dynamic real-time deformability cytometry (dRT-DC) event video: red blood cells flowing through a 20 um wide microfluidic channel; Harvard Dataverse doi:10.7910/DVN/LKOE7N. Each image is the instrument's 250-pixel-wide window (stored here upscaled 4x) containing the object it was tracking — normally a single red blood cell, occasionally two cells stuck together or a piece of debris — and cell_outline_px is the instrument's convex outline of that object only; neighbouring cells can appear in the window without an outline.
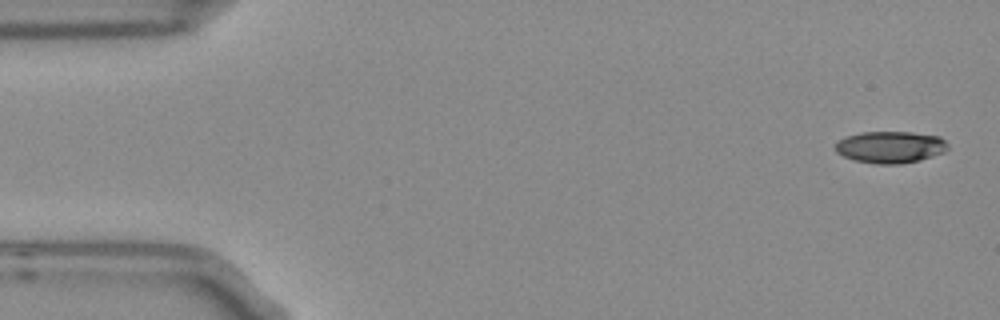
{"species": "Egyptian fruit bat (a non-hibernating species)", "species_latin": "Rousettus aegyptiacus", "temperature_condition": "room temperature", "stored_images_in_passage": 7, "camera_frame_rate_fps": 3000, "um_per_image_px": 0.085, "frame": {"image": 1, "passage_image": 1, "time_ms": 0.0, "image_size_px": [1000, 320], "cell_outline_px": [[948, 148], [944, 152], [920, 160], [900, 164], [876, 164], [856, 160], [844, 156], [836, 152], [836, 144], [840, 140], [848, 136], [860, 132], [912, 132], [940, 136], [948, 144]], "centroid_in_image_um": [75.71, 12.5], "position_along_channel_um": 9.3, "area_um2": 20.75}}
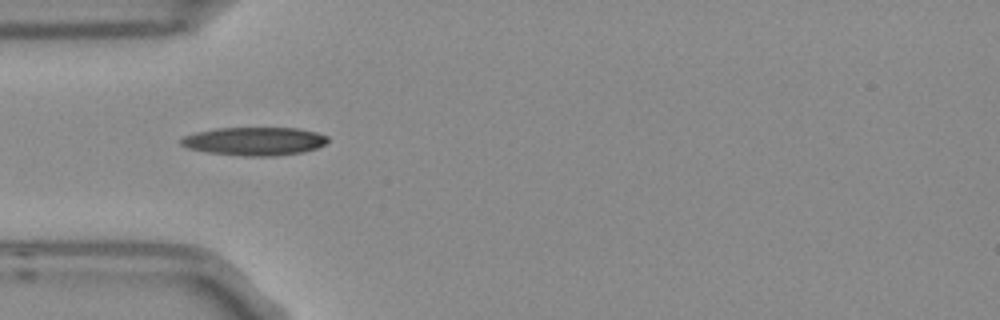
{"frame": {"image": 2, "passage_image": 5, "time_ms": 1.333, "image_size_px": [1000, 320], "cell_outline_px": [[328, 140], [324, 144], [316, 148], [304, 152], [276, 156], [244, 156], [208, 152], [188, 148], [180, 144], [180, 140], [184, 136], [196, 132], [216, 128], [296, 128], [316, 132], [328, 136]], "centroid_in_image_um": [21.63, 12.0], "position_along_channel_um": 63.4, "area_um2": 24.16}}
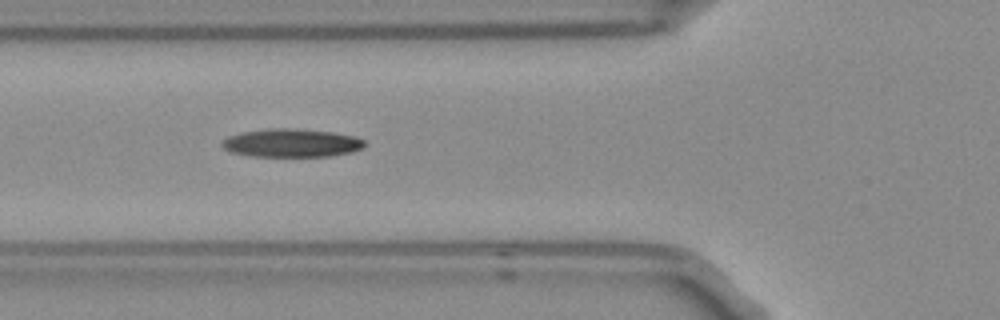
{"frame": {"image": 3, "passage_image": 6, "time_ms": 1.667, "image_size_px": [1000, 320], "cell_outline_px": [[364, 148], [352, 152], [328, 156], [248, 156], [232, 152], [224, 148], [220, 144], [228, 136], [240, 132], [268, 128], [296, 128], [332, 132], [356, 136], [364, 140]], "centroid_in_image_um": [24.78, 12.14], "position_along_channel_um": 101.0, "area_um2": 23.64}}